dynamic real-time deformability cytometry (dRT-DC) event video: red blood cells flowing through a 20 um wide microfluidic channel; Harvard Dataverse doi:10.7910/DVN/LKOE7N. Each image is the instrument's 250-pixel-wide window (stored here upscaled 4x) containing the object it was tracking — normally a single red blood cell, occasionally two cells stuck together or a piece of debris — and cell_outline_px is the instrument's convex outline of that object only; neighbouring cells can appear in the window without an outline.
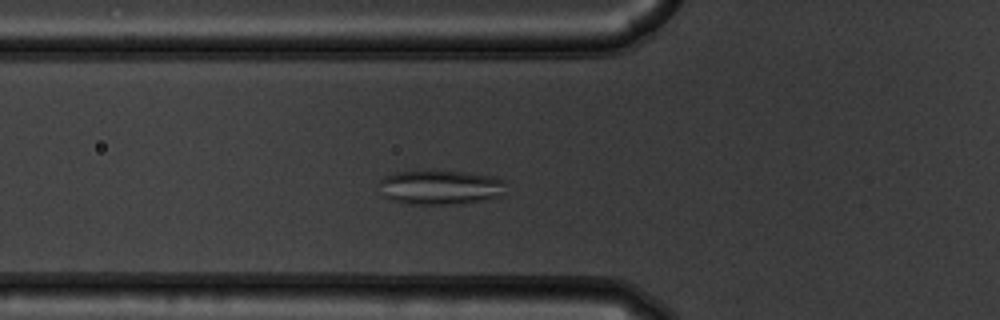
{"species": "common noctule bat (a hibernating species)", "species_latin": "Nyctalus noctula", "temperature_condition": "warm", "stored_images_in_passage": 49, "camera_frame_rate_fps": 3000, "um_per_image_px": 0.085, "animal": {"sex": "male", "body_mass_g": 19.5, "forearm_length_mm": 54.6}, "frame": {"image": 1, "passage_image": 14, "time_ms": 4.333, "image_size_px": [1000, 320], "cell_outline_px": [[504, 196], [484, 200], [456, 204], [408, 204], [392, 200], [384, 196], [376, 184], [384, 176], [396, 172], [424, 168], [428, 168], [472, 172], [496, 176], [504, 180]], "centroid_in_image_um": [37.41, 15.87], "position_along_channel_um": 88.4, "area_um2": 26.76}}
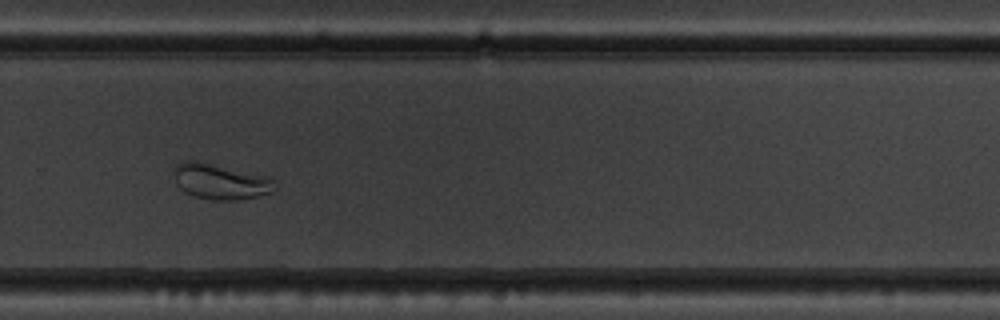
{"frame": {"image": 2, "passage_image": 32, "time_ms": 10.333, "image_size_px": [1000, 320], "cell_outline_px": [[276, 188], [272, 192], [256, 196], [236, 200], [212, 200], [196, 196], [184, 192], [176, 184], [172, 168], [176, 164], [184, 160], [196, 160], [272, 176]], "centroid_in_image_um": [18.73, 15.4], "position_along_channel_um": 311.1, "area_um2": 21.33}}
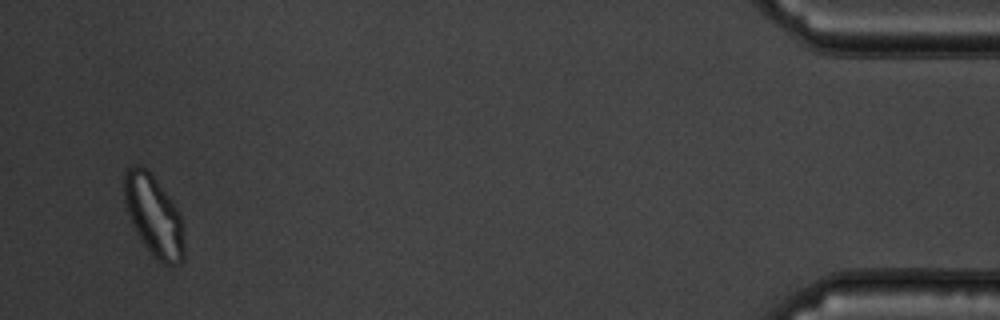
{"frame": {"image": 3, "passage_image": 47, "time_ms": 15.333, "image_size_px": [1000, 320], "cell_outline_px": [[184, 260], [180, 264], [164, 264], [144, 244], [136, 232], [128, 212], [124, 200], [124, 168], [132, 164], [140, 164], [148, 168], [172, 200], [180, 212], [184, 248]], "centroid_in_image_um": [13.06, 18.25], "position_along_channel_um": 422.1, "area_um2": 28.21}, "authors_computed_cell_mechanics": {"area_um2": 26.2412, "velocity_mm_per_s": 3.7126, "shape_relaxation_time_tau1_ms": null, "shape_relaxation_time_tau2_ms": 0.9671, "deformation_change_tau1": null, "deformation_change_tau2": 0.0688}}